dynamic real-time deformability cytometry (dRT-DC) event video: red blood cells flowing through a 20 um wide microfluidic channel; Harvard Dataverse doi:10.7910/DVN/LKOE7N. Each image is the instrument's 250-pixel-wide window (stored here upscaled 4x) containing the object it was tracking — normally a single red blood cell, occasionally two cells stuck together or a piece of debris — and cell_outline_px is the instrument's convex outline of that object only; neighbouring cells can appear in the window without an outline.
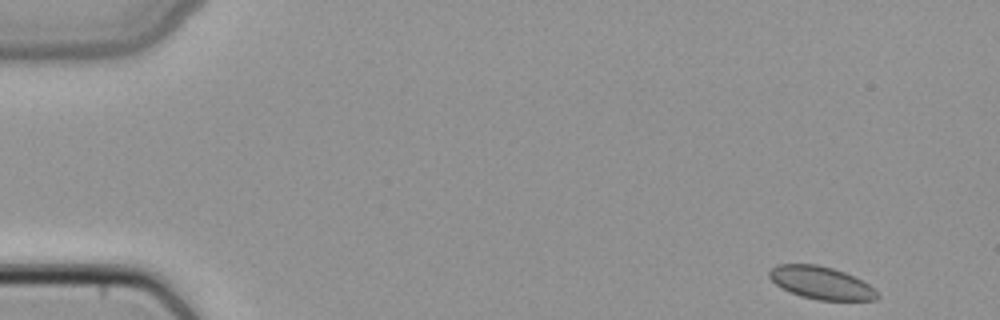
{"species": "common noctule bat (a hibernating species)", "species_latin": "Nyctalus noctula", "temperature_condition": "cold", "stored_images_in_passage": 4, "camera_frame_rate_fps": 3000, "um_per_image_px": 0.085, "animal": {"sex": "female", "body_mass_g": 22.7, "forearm_length_mm": 54.2}, "frame": {"image": 1, "passage_image": 1, "time_ms": 0.0, "image_size_px": [1000, 320], "cell_outline_px": [[880, 296], [876, 300], [820, 300], [800, 296], [776, 284], [768, 276], [768, 272], [776, 264], [816, 264], [832, 268], [844, 272], [868, 284]], "centroid_in_image_um": [69.78, 24.03], "position_along_channel_um": 15.2, "area_um2": 20.23}}
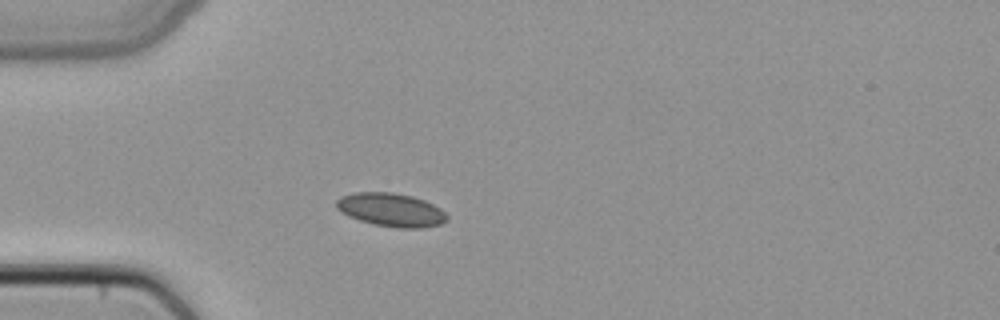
{"frame": {"image": 2, "passage_image": 4, "time_ms": 1.0, "image_size_px": [1000, 320], "cell_outline_px": [[448, 220], [440, 224], [424, 228], [400, 228], [372, 224], [348, 216], [340, 212], [336, 208], [336, 200], [340, 196], [356, 192], [392, 192], [412, 196], [424, 200], [440, 208], [448, 216]], "centroid_in_image_um": [33.23, 17.84], "position_along_channel_um": 51.8, "area_um2": 21.68}}